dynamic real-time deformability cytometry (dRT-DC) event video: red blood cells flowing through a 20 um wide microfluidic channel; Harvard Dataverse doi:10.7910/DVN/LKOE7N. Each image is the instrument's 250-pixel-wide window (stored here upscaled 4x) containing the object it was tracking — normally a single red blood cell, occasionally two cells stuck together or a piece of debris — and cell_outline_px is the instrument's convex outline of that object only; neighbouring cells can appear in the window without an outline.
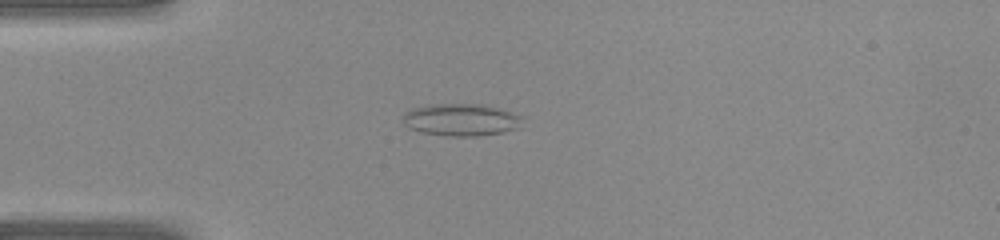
{"species": "common noctule bat (a hibernating species)", "species_latin": "Nyctalus noctula", "temperature_condition": "warm", "stored_images_in_passage": 41, "camera_frame_rate_fps": 3000, "um_per_image_px": 0.085, "animal": {"sex": "female", "body_mass_g": 22.0, "forearm_length_mm": 56.7}, "frame": {"image": 1, "passage_image": 11, "time_ms": 3.333, "image_size_px": [1000, 240], "cell_outline_px": [[524, 116], [520, 128], [504, 132], [476, 136], [448, 136], [420, 132], [408, 128], [404, 124], [404, 112], [412, 108], [432, 104], [484, 104]], "centroid_in_image_um": [39.21, 10.18], "position_along_channel_um": 45.8, "area_um2": 22.66}}
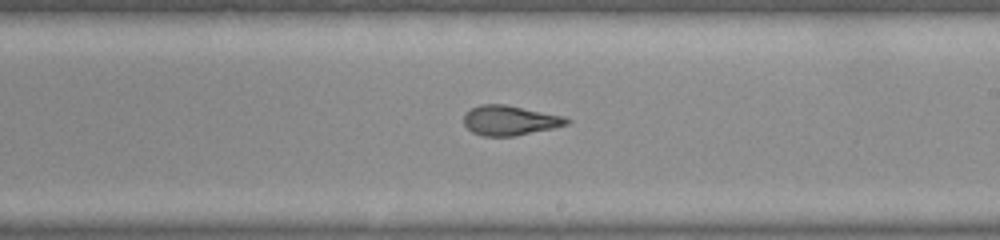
{"frame": {"image": 2, "passage_image": 24, "time_ms": 7.667, "image_size_px": [1000, 240], "cell_outline_px": [[572, 120], [568, 124], [552, 128], [516, 136], [484, 136], [472, 132], [464, 124], [464, 116], [472, 108], [480, 104], [504, 104], [564, 116]], "centroid_in_image_um": [43.35, 10.24], "position_along_channel_um": 245.7, "area_um2": 17.74}}
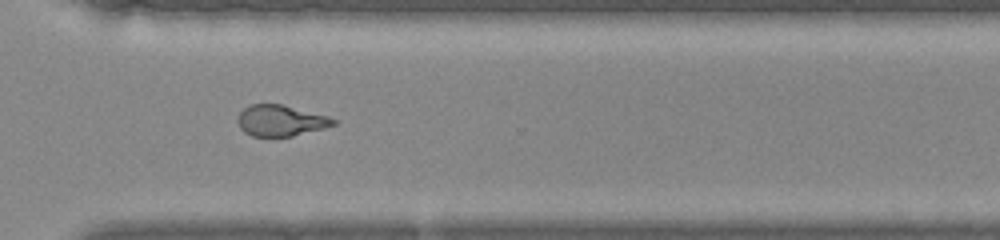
{"frame": {"image": 3, "passage_image": 30, "time_ms": 9.667, "image_size_px": [1000, 240], "cell_outline_px": [[336, 124], [324, 128], [292, 136], [252, 136], [244, 132], [240, 128], [236, 120], [240, 112], [244, 108], [252, 104], [280, 104], [328, 116], [336, 120]], "centroid_in_image_um": [23.83, 10.25], "position_along_channel_um": 346.8, "area_um2": 17.17}}